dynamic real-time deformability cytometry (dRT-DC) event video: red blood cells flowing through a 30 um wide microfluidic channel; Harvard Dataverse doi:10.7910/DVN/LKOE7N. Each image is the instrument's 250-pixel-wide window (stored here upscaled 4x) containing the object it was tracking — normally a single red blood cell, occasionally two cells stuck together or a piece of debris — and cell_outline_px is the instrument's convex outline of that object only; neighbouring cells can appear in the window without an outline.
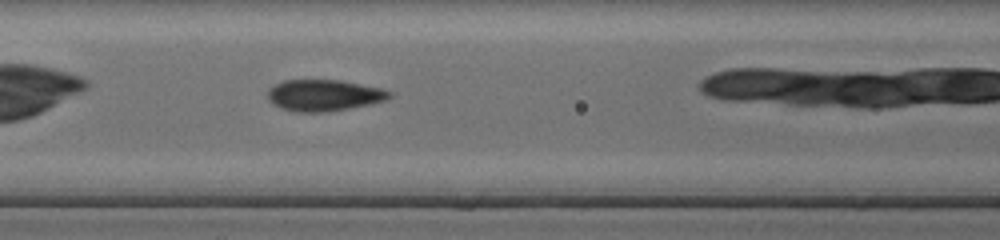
{"species": "common noctule bat (a hibernating species)", "species_latin": "Nyctalus noctula", "temperature_condition": "cold", "stored_images_in_passage": 26, "camera_frame_rate_fps": 3000, "um_per_image_px": 0.085, "animal": {"sex": "female", "body_mass_g": 17.0, "forearm_length_mm": 48.0}, "frame": {"image": 1, "passage_image": 8, "time_ms": 2.333, "image_size_px": [1000, 240], "cell_outline_px": [[392, 96], [384, 100], [368, 104], [328, 112], [296, 112], [280, 108], [272, 104], [268, 100], [268, 88], [284, 80], [340, 80], [380, 88], [392, 92]], "centroid_in_image_um": [27.48, 8.1], "position_along_channel_um": 139.1, "area_um2": 22.2}}
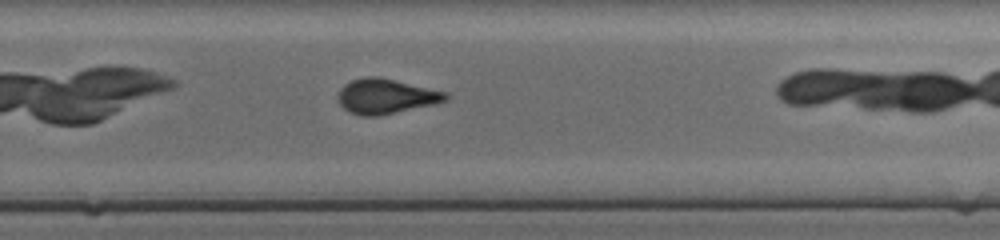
{"frame": {"image": 2, "passage_image": 19, "time_ms": 6.0, "image_size_px": [1000, 240], "cell_outline_px": [[448, 100], [432, 104], [380, 116], [360, 116], [348, 112], [340, 104], [340, 88], [344, 84], [352, 80], [368, 76], [380, 76], [448, 92]], "centroid_in_image_um": [32.81, 8.18], "position_along_channel_um": 297.0, "area_um2": 21.91}}
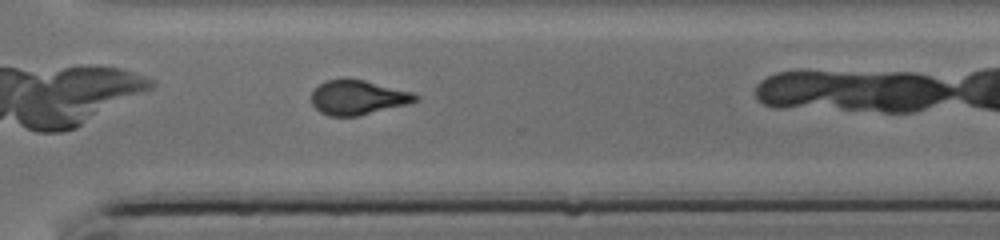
{"frame": {"image": 3, "passage_image": 22, "time_ms": 7.0, "image_size_px": [1000, 240], "cell_outline_px": [[420, 100], [408, 104], [356, 116], [328, 116], [320, 112], [312, 104], [312, 92], [320, 84], [328, 80], [364, 80], [412, 92], [420, 96]], "centroid_in_image_um": [30.45, 8.3], "position_along_channel_um": 340.2, "area_um2": 20.58}}